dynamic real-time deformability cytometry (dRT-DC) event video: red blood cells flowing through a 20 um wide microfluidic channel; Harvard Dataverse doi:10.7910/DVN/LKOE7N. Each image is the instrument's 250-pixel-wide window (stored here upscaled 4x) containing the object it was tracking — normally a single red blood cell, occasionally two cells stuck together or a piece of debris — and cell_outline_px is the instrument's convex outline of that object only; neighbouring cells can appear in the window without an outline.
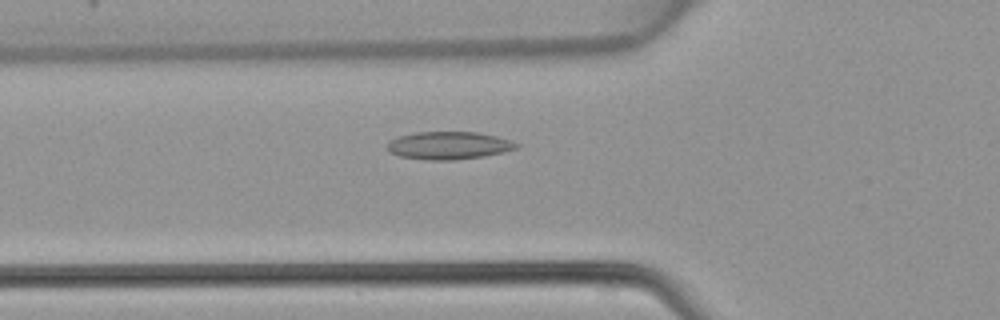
{"species": "common noctule bat (a hibernating species)", "species_latin": "Nyctalus noctula", "temperature_condition": "warm", "stored_images_in_passage": 47, "camera_frame_rate_fps": 3000, "um_per_image_px": 0.085, "animal": {"sex": "female", "body_mass_g": 22.7, "forearm_length_mm": 54.2}, "frame": {"image": 1, "passage_image": 17, "time_ms": 5.333, "image_size_px": [1000, 320], "cell_outline_px": [[520, 144], [516, 148], [504, 152], [484, 156], [456, 160], [424, 160], [400, 156], [388, 152], [388, 144], [392, 140], [400, 136], [416, 132], [476, 132], [496, 136]], "centroid_in_image_um": [38.14, 12.37], "position_along_channel_um": 87.7, "area_um2": 20.75}}
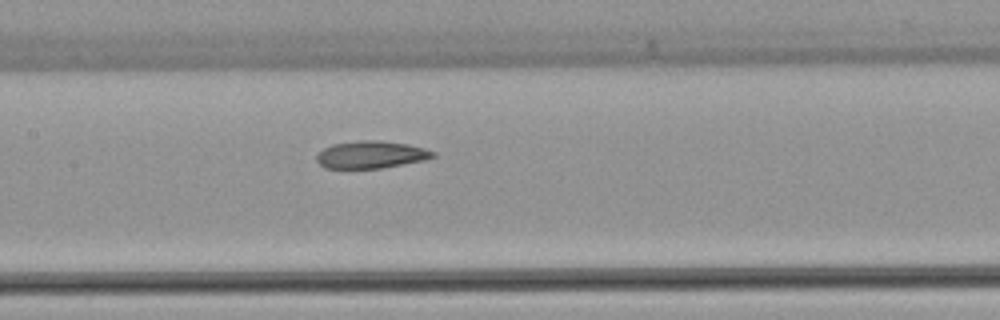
{"frame": {"image": 2, "passage_image": 23, "time_ms": 7.333, "image_size_px": [1000, 320], "cell_outline_px": [[436, 156], [424, 160], [380, 168], [324, 168], [316, 160], [316, 156], [324, 148], [332, 144], [360, 140], [376, 140], [408, 144], [424, 148], [436, 152]], "centroid_in_image_um": [31.54, 13.14], "position_along_channel_um": 175.9, "area_um2": 18.44}}
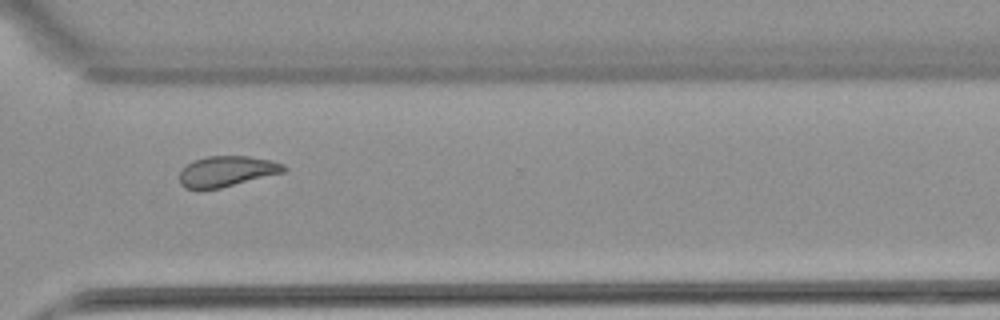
{"frame": {"image": 3, "passage_image": 35, "time_ms": 11.333, "image_size_px": [1000, 320], "cell_outline_px": [[288, 168], [284, 172], [220, 188], [200, 192], [184, 188], [180, 184], [180, 172], [188, 164], [196, 160], [208, 156], [248, 156], [268, 160], [284, 164]], "centroid_in_image_um": [19.24, 14.6], "position_along_channel_um": 351.4, "area_um2": 18.73}}